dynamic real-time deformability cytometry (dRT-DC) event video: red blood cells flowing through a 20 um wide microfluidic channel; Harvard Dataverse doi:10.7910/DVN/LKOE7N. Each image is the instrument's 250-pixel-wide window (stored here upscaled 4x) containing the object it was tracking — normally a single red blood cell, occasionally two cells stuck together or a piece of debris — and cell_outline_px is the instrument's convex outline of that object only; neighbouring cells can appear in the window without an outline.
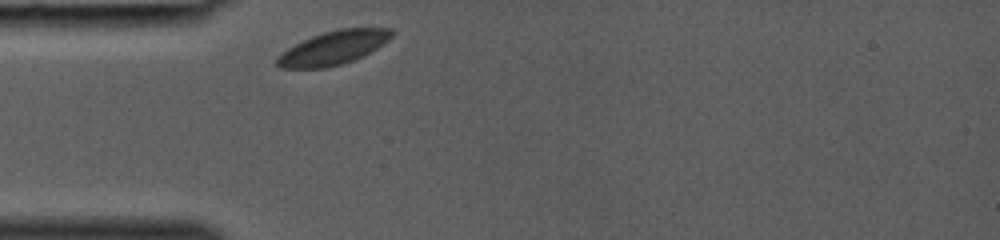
{"species": "common noctule bat (a hibernating species)", "species_latin": "Nyctalus noctula", "temperature_condition": "room temperature", "stored_images_in_passage": 24, "camera_frame_rate_fps": 3000, "um_per_image_px": 0.085, "animal": {"sex": "female", "body_mass_g": 19.0, "forearm_length_mm": 53.3}, "frame": {"image": 1, "passage_image": 1, "time_ms": 0.0, "image_size_px": [1000, 240], "cell_outline_px": [[392, 36], [388, 40], [364, 56], [328, 68], [280, 68], [276, 64], [276, 56], [288, 48], [312, 36], [324, 32], [340, 28], [392, 28]], "centroid_in_image_um": [28.32, 4.07], "position_along_channel_um": 56.7, "area_um2": 22.31}}
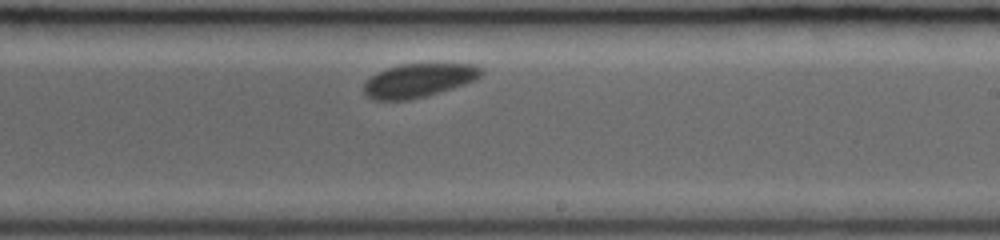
{"frame": {"image": 2, "passage_image": 14, "time_ms": 4.333, "image_size_px": [1000, 240], "cell_outline_px": [[484, 72], [476, 80], [452, 88], [424, 96], [408, 100], [372, 100], [364, 92], [364, 84], [372, 76], [388, 68], [400, 64], [476, 64], [484, 68]], "centroid_in_image_um": [35.63, 6.83], "position_along_channel_um": 253.4, "area_um2": 22.83}}
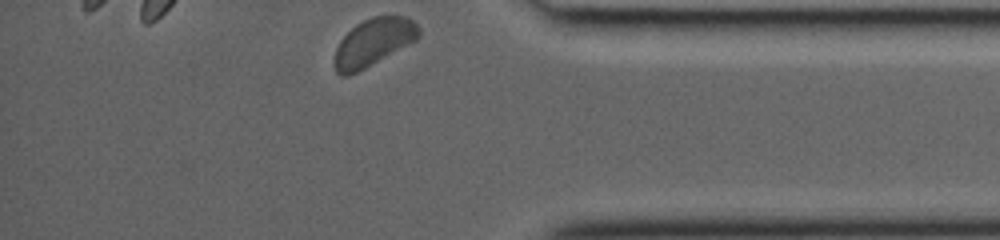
{"frame": {"image": 3, "passage_image": 24, "time_ms": 7.667, "image_size_px": [1000, 240], "cell_outline_px": [[420, 36], [416, 40], [364, 68], [356, 72], [344, 76], [340, 76], [336, 72], [332, 60], [336, 48], [340, 40], [356, 24], [372, 16], [404, 16], [412, 20], [420, 28]], "centroid_in_image_um": [31.71, 3.59], "position_along_channel_um": 403.5, "area_um2": 23.12}}